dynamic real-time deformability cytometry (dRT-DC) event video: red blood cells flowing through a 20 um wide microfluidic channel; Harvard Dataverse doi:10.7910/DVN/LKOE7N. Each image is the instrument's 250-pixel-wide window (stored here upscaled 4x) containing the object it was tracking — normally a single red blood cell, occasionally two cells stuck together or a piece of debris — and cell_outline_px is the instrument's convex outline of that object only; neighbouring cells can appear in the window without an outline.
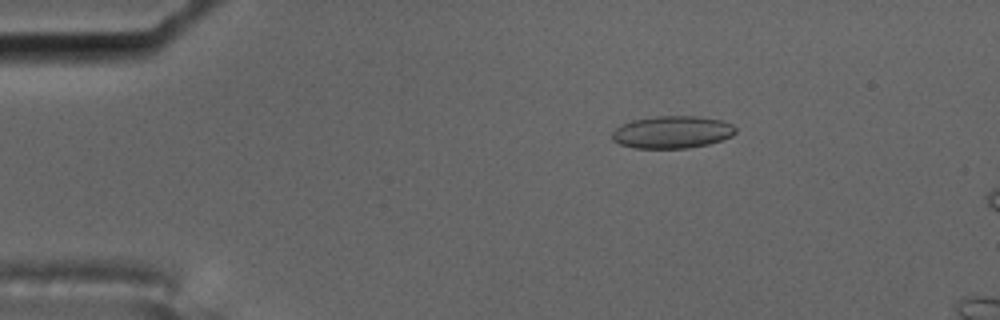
{"species": "common noctule bat (a hibernating species)", "species_latin": "Nyctalus noctula", "temperature_condition": "cold", "stored_images_in_passage": 5, "camera_frame_rate_fps": 3000, "um_per_image_px": 0.085, "animal": {"sex": "male", "body_mass_g": 17.5, "forearm_length_mm": 52.3}, "frame": {"image": 1, "passage_image": 3, "time_ms": 0.667, "image_size_px": [1000, 320], "cell_outline_px": [[736, 132], [732, 136], [708, 144], [688, 148], [636, 148], [620, 144], [612, 140], [612, 132], [620, 124], [632, 120], [656, 116], [696, 116], [720, 120], [732, 124], [736, 128]], "centroid_in_image_um": [57.12, 11.23], "position_along_channel_um": 27.9, "area_um2": 23.29}}